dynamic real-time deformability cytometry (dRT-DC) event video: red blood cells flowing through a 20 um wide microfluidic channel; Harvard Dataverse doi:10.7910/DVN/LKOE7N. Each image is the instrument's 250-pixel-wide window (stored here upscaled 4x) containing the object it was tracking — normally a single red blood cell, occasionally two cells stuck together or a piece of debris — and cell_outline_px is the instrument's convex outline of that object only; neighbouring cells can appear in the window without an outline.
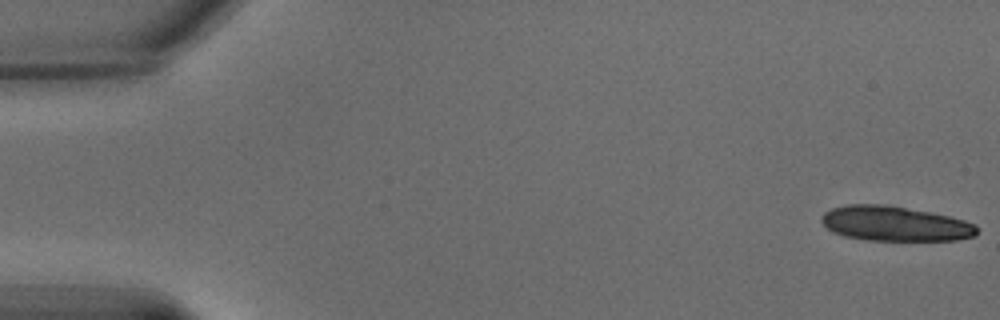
{"species": "common noctule bat (a hibernating species)", "species_latin": "Nyctalus noctula", "temperature_condition": "warm", "stored_images_in_passage": 19, "camera_frame_rate_fps": 3000, "um_per_image_px": 0.085, "animal": {"sex": "male", "body_mass_g": 15.6}, "frame": {"image": 1, "passage_image": 1, "time_ms": 0.0, "image_size_px": [1000, 320], "cell_outline_px": [[976, 236], [956, 240], [868, 240], [844, 236], [832, 232], [820, 220], [820, 216], [824, 212], [832, 208], [848, 204], [884, 204], [928, 212], [948, 216], [964, 220], [976, 224]], "centroid_in_image_um": [76.03, 19.01], "position_along_channel_um": 9.0, "area_um2": 31.44}}